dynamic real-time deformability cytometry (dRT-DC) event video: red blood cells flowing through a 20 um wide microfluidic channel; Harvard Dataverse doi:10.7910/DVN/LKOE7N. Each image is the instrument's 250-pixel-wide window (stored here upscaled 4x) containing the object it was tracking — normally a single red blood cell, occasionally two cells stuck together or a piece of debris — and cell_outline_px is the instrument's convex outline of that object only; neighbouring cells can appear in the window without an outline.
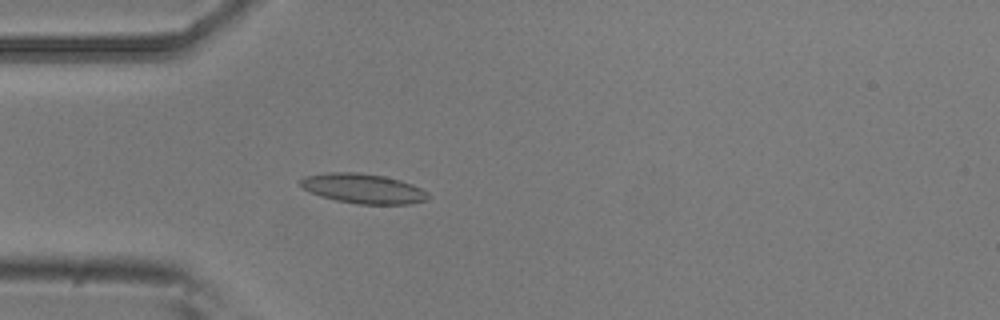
{"species": "common noctule bat (a hibernating species)", "species_latin": "Nyctalus noctula", "temperature_condition": "room temperature", "stored_images_in_passage": 4, "camera_frame_rate_fps": 3000, "um_per_image_px": 0.085, "animal": {"sex": "male", "body_mass_g": 20.5, "forearm_length_mm": 52.5}, "frame": {"image": 1, "passage_image": 4, "time_ms": 1.0, "image_size_px": [1000, 320], "cell_outline_px": [[428, 200], [408, 204], [356, 204], [336, 200], [320, 196], [308, 192], [300, 184], [300, 180], [304, 176], [328, 172], [356, 172], [384, 176], [400, 180], [412, 184], [428, 192]], "centroid_in_image_um": [30.85, 16.03], "position_along_channel_um": 54.1, "area_um2": 22.2}}